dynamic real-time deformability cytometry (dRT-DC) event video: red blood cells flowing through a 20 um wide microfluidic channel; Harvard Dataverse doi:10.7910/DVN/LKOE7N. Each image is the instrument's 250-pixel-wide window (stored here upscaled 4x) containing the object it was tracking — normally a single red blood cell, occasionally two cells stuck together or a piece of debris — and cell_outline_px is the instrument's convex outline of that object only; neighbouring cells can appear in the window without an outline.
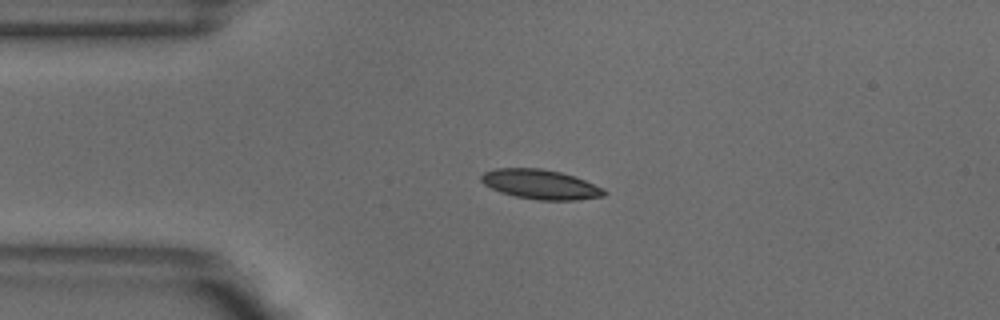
{"species": "common noctule bat (a hibernating species)", "species_latin": "Nyctalus noctula", "temperature_condition": "warm", "stored_images_in_passage": 41, "camera_frame_rate_fps": 3000, "um_per_image_px": 0.085, "animal": {"sex": "male", "body_mass_g": 18.8}, "frame": {"image": 1, "passage_image": 1, "time_ms": 0.0, "image_size_px": [1000, 320], "cell_outline_px": [[608, 192], [604, 196], [576, 200], [536, 200], [516, 196], [500, 192], [484, 184], [480, 180], [480, 176], [484, 172], [496, 168], [540, 168], [560, 172], [584, 180], [604, 188]], "centroid_in_image_um": [45.94, 15.67], "position_along_channel_um": 39.1, "area_um2": 21.15}}
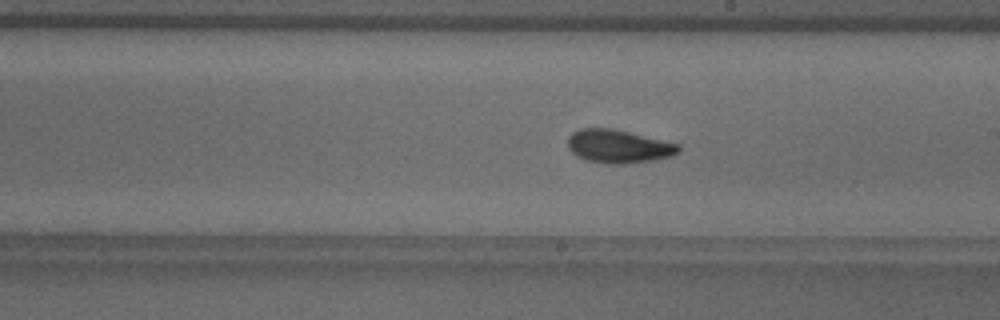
{"frame": {"image": 2, "passage_image": 18, "time_ms": 5.667, "image_size_px": [1000, 320], "cell_outline_px": [[680, 152], [668, 156], [652, 160], [620, 164], [608, 164], [588, 160], [576, 156], [568, 148], [568, 136], [572, 132], [580, 128], [612, 128], [680, 144]], "centroid_in_image_um": [52.54, 12.43], "position_along_channel_um": 236.5, "area_um2": 21.39}}
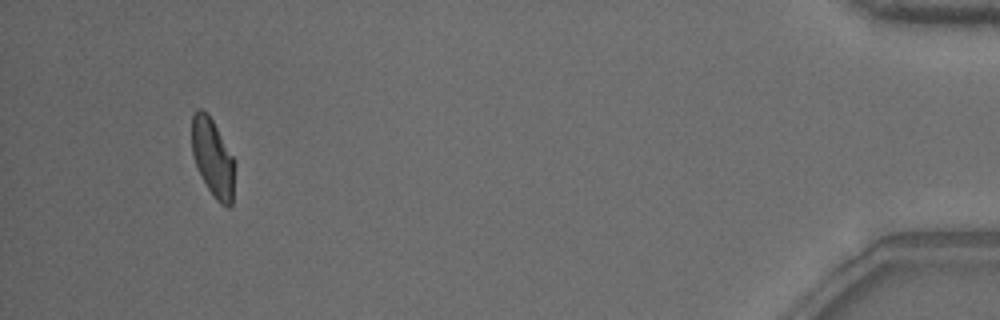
{"frame": {"image": 3, "passage_image": 38, "time_ms": 12.333, "image_size_px": [1000, 320], "cell_outline_px": [[236, 164], [232, 204], [228, 208], [220, 204], [216, 200], [200, 176], [192, 156], [192, 116], [196, 108], [200, 108], [208, 112], [236, 160]], "centroid_in_image_um": [18.11, 13.41], "position_along_channel_um": 417.1, "area_um2": 20.11}, "authors_computed_cell_mechanics": {"area_um2": 20.4612, "velocity_mm_per_s": 3.8578, "shape_relaxation_time_tau1_ms": 4.2199, "shape_relaxation_time_tau2_ms": 1.7267, "deformation_change_tau1": 0.1309, "deformation_change_tau2": 0.0686}}